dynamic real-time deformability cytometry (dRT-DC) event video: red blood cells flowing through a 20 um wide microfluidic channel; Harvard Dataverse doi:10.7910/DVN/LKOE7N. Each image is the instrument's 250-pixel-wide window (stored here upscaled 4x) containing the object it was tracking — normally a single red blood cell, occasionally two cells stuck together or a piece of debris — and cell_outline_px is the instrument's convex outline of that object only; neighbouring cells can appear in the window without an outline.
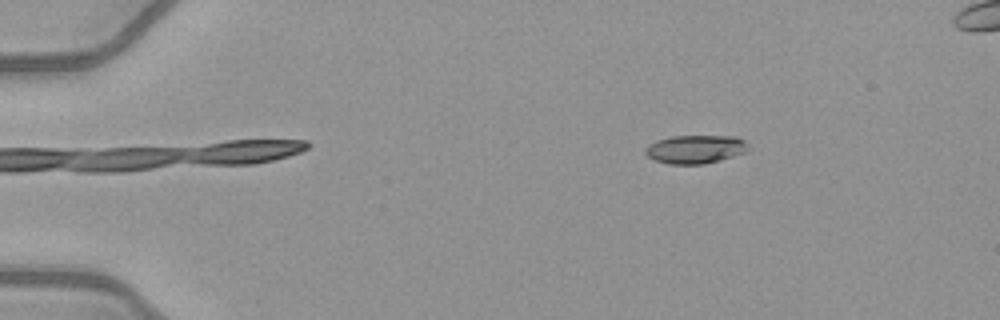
{"species": "common noctule bat (a hibernating species)", "species_latin": "Nyctalus noctula", "temperature_condition": "warm", "stored_images_in_passage": 40, "camera_frame_rate_fps": 3000, "um_per_image_px": 0.085, "animal": {"sex": "female", "body_mass_g": 21.9}, "frame": {"image": 1, "passage_image": 9, "time_ms": 2.667, "image_size_px": [1000, 320], "cell_outline_px": [[748, 148], [744, 152], [732, 156], [704, 164], [668, 164], [656, 160], [648, 156], [644, 152], [644, 148], [648, 144], [656, 140], [672, 136], [736, 136], [744, 140]], "centroid_in_image_um": [59.05, 12.67], "position_along_channel_um": 25.9, "area_um2": 16.94}}
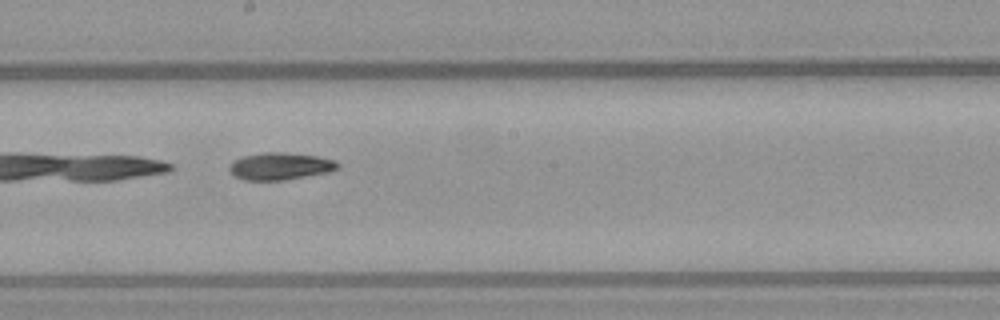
{"frame": {"image": 2, "passage_image": 21, "time_ms": 6.667, "image_size_px": [1000, 320], "cell_outline_px": [[340, 168], [328, 172], [284, 180], [244, 180], [232, 176], [228, 168], [228, 164], [232, 160], [244, 156], [264, 152], [280, 152], [316, 156], [336, 160], [340, 164]], "centroid_in_image_um": [23.78, 14.13], "position_along_channel_um": 224.4, "area_um2": 17.34}}
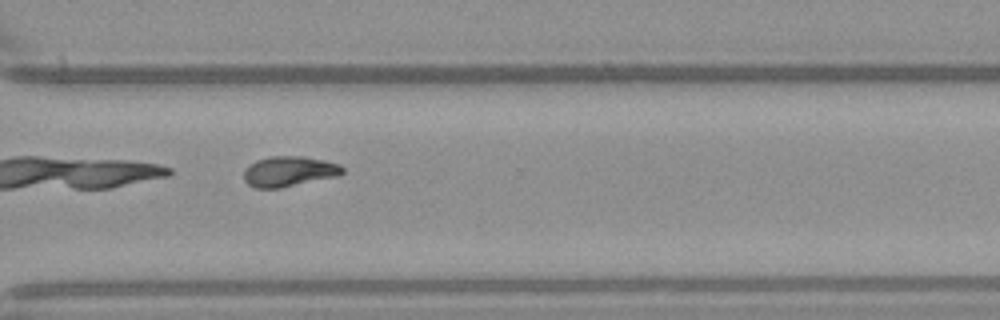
{"frame": {"image": 3, "passage_image": 30, "time_ms": 9.667, "image_size_px": [1000, 320], "cell_outline_px": [[344, 172], [340, 176], [280, 188], [256, 188], [248, 184], [244, 180], [244, 168], [256, 160], [268, 156], [304, 156], [324, 160], [340, 164], [344, 168]], "centroid_in_image_um": [24.59, 14.56], "position_along_channel_um": 346.0, "area_um2": 17.69}}